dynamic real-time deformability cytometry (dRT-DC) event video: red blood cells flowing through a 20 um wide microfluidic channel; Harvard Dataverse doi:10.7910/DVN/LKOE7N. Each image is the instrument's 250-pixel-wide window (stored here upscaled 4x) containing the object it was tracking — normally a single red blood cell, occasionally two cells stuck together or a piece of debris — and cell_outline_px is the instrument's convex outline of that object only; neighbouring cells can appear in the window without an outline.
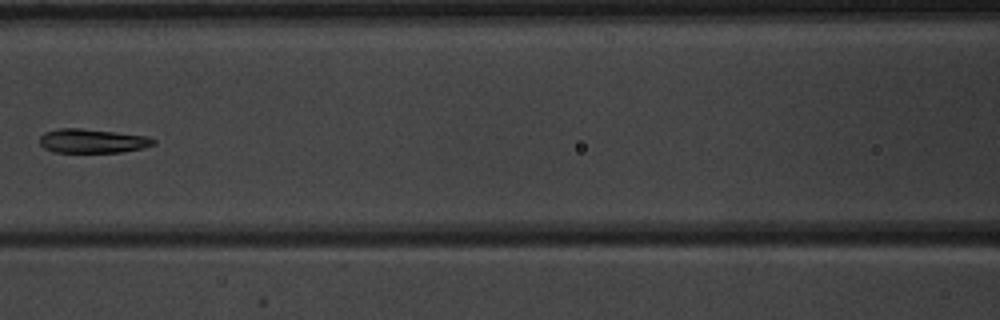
{"species": "common noctule bat (a hibernating species)", "species_latin": "Nyctalus noctula", "temperature_condition": "warm", "stored_images_in_passage": 8, "camera_frame_rate_fps": 3000, "um_per_image_px": 0.085, "animal": {"sex": "male", "body_mass_g": 20.1, "forearm_length_mm": 53.5}, "frame": {"image": 1, "passage_image": 7, "time_ms": 7.333, "image_size_px": [1000, 320], "cell_outline_px": [[156, 144], [140, 148], [120, 152], [52, 152], [44, 148], [40, 144], [40, 136], [44, 132], [60, 128], [80, 128], [148, 136], [156, 140]], "centroid_in_image_um": [7.83, 11.98], "position_along_channel_um": 158.8, "area_um2": 15.9}}
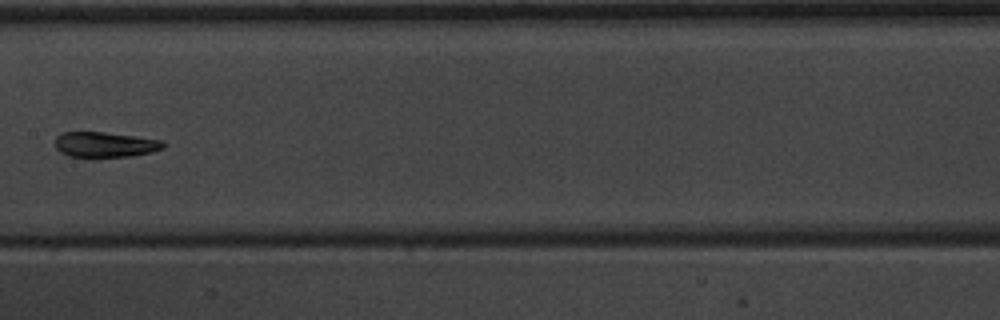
{"frame": {"image": 2, "passage_image": 8, "time_ms": 8.333, "image_size_px": [1000, 320], "cell_outline_px": [[164, 148], [152, 152], [132, 156], [92, 160], [88, 160], [68, 156], [60, 152], [56, 148], [56, 136], [60, 132], [104, 132], [136, 136], [164, 140]], "centroid_in_image_um": [8.9, 12.34], "position_along_channel_um": 198.5, "area_um2": 16.88}}